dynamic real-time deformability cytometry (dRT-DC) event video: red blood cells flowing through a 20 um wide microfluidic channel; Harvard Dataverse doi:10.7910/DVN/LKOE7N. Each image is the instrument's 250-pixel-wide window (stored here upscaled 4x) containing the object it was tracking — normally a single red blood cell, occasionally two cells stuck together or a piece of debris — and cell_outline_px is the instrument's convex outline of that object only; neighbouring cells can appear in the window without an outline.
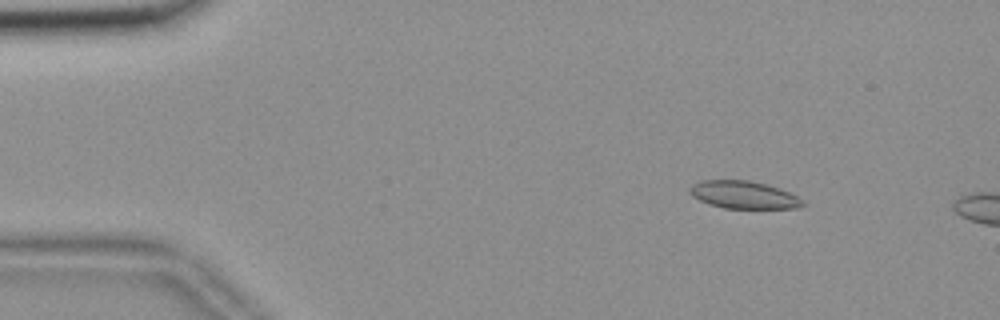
{"species": "common noctule bat (a hibernating species)", "species_latin": "Nyctalus noctula", "temperature_condition": "room temperature", "stored_images_in_passage": 5, "camera_frame_rate_fps": 3000, "um_per_image_px": 0.085, "animal": {"sex": "female", "body_mass_g": 18.4}, "frame": {"image": 1, "passage_image": 1, "time_ms": 0.0, "image_size_px": [1000, 320], "cell_outline_px": [[808, 204], [796, 208], [724, 208], [708, 204], [692, 196], [688, 192], [688, 188], [692, 184], [704, 180], [748, 180], [780, 188], [804, 200]], "centroid_in_image_um": [63.2, 16.56], "position_along_channel_um": 21.8, "area_um2": 18.21}}